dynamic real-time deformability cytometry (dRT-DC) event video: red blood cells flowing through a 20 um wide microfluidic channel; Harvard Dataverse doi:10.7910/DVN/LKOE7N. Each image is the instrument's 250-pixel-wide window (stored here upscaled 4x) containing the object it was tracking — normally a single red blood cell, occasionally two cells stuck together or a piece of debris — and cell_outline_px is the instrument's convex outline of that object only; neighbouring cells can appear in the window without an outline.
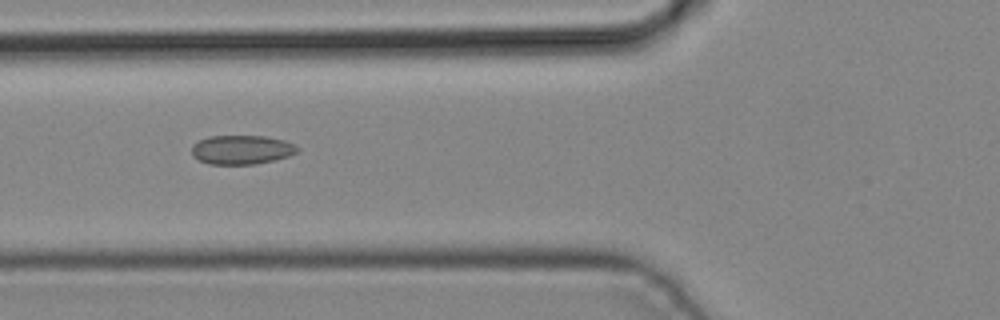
{"species": "common noctule bat (a hibernating species)", "species_latin": "Nyctalus noctula", "temperature_condition": "cold", "stored_images_in_passage": 5, "camera_frame_rate_fps": 3000, "um_per_image_px": 0.085, "animal": {"sex": "male", "body_mass_g": 19.2, "forearm_length_mm": 51.8}, "frame": {"image": 1, "passage_image": 4, "time_ms": 1.0, "image_size_px": [1000, 320], "cell_outline_px": [[300, 148], [296, 152], [288, 156], [276, 160], [256, 164], [208, 164], [192, 156], [192, 144], [208, 136], [268, 136], [284, 140], [296, 144]], "centroid_in_image_um": [20.56, 12.72], "position_along_channel_um": 105.2, "area_um2": 18.09}}
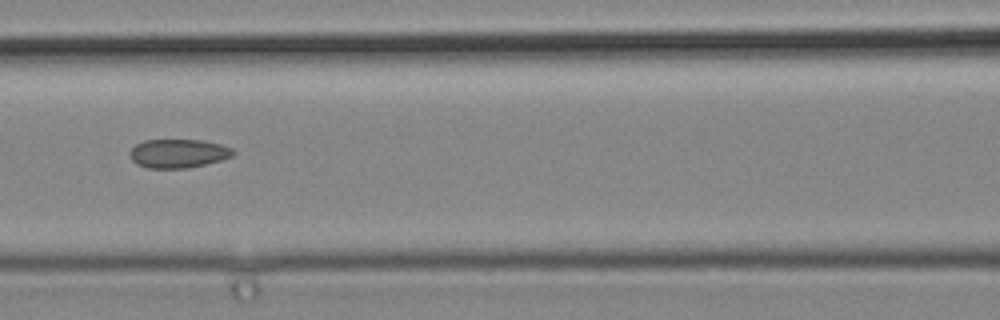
{"frame": {"image": 2, "passage_image": 5, "time_ms": 1.333, "image_size_px": [1000, 320], "cell_outline_px": [[236, 152], [232, 156], [220, 160], [188, 168], [148, 168], [136, 164], [132, 160], [128, 152], [136, 144], [144, 140], [204, 140], [220, 144], [232, 148]], "centroid_in_image_um": [15.13, 13.04], "position_along_channel_um": 151.5, "area_um2": 17.34}}